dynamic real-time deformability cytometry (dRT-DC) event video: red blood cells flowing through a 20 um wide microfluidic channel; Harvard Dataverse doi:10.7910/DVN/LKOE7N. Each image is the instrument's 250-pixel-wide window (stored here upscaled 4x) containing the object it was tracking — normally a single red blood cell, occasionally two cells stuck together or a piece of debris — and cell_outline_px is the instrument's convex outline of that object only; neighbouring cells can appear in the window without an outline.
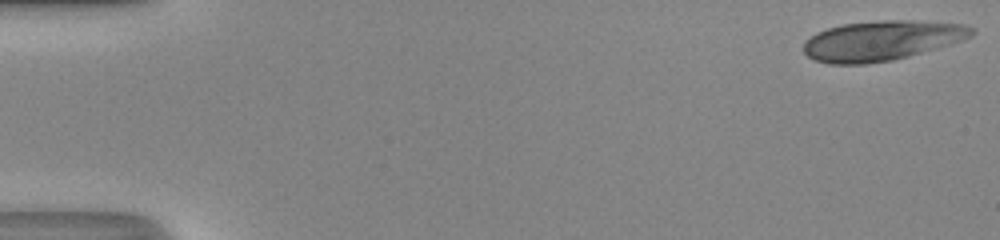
{"species": "human", "species_latin": "Homo sapiens", "temperature_condition": "room temperature", "stored_images_in_passage": 48, "camera_frame_rate_fps": 3000, "um_per_image_px": 0.085, "donor": {"sex": "male"}, "frame": {"image": 1, "passage_image": 1, "time_ms": 0.0, "image_size_px": [1000, 240], "cell_outline_px": [[976, 32], [972, 36], [948, 44], [908, 56], [892, 60], [864, 64], [828, 64], [816, 60], [808, 56], [804, 52], [804, 40], [816, 32], [828, 28], [844, 24], [880, 20], [908, 20], [964, 24], [976, 28]], "centroid_in_image_um": [74.92, 3.44], "position_along_channel_um": 10.1, "area_um2": 38.9}}
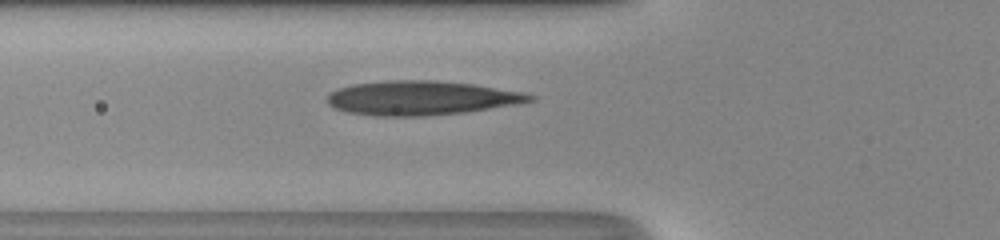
{"frame": {"image": 2, "passage_image": 18, "time_ms": 5.667, "image_size_px": [1000, 240], "cell_outline_px": [[536, 100], [516, 104], [464, 112], [424, 116], [376, 116], [348, 112], [336, 108], [328, 104], [324, 100], [328, 92], [352, 84], [388, 80], [432, 80], [472, 84], [524, 92], [536, 96]], "centroid_in_image_um": [35.77, 8.32], "position_along_channel_um": 90.0, "area_um2": 40.46}}
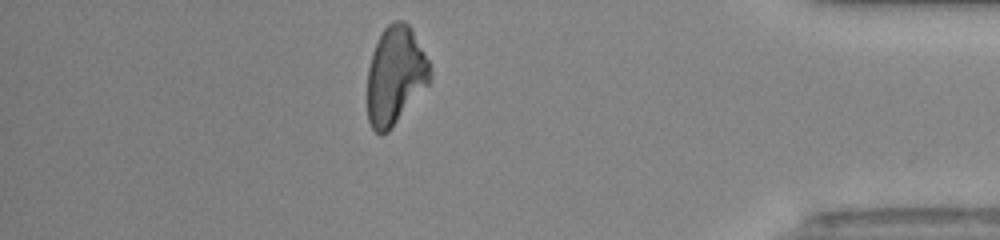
{"frame": {"image": 3, "passage_image": 42, "time_ms": 13.667, "image_size_px": [1000, 240], "cell_outline_px": [[432, 76], [428, 84], [392, 128], [388, 132], [380, 136], [372, 128], [368, 120], [368, 68], [372, 52], [384, 28], [392, 20], [404, 20], [412, 28], [432, 68]], "centroid_in_image_um": [33.61, 6.41], "position_along_channel_um": 401.6, "area_um2": 35.95}, "authors_computed_cell_mechanics": {"area_um2": 38.1769, "velocity_mm_per_s": 4.3614, "shape_relaxation_time_tau1_ms": null, "shape_relaxation_time_tau2_ms": 7.6514, "deformation_change_tau1": null, "deformation_change_tau2": 0.1945}}